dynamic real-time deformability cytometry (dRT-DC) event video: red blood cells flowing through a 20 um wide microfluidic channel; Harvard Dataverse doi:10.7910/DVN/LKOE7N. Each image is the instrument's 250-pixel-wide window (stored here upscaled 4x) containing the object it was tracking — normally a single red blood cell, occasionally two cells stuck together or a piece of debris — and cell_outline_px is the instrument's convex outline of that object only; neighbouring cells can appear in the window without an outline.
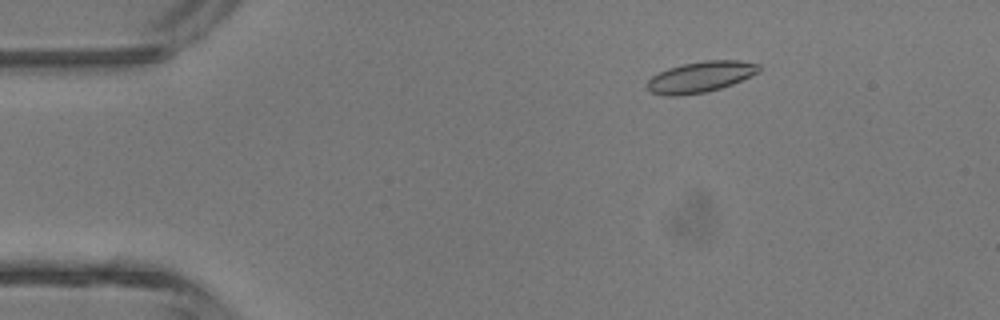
{"species": "common noctule bat (a hibernating species)", "species_latin": "Nyctalus noctula", "temperature_condition": "room temperature", "stored_images_in_passage": 5, "camera_frame_rate_fps": 3000, "um_per_image_px": 0.085, "animal": {"sex": "male", "body_mass_g": 13.3}, "frame": {"image": 1, "passage_image": 3, "time_ms": 2.0, "image_size_px": [1000, 320], "cell_outline_px": [[760, 72], [752, 76], [732, 84], [708, 92], [676, 96], [668, 96], [652, 92], [644, 84], [652, 76], [668, 68], [684, 64], [704, 60], [740, 60], [760, 64]], "centroid_in_image_um": [59.57, 6.53], "position_along_channel_um": 25.4, "area_um2": 20.23}}
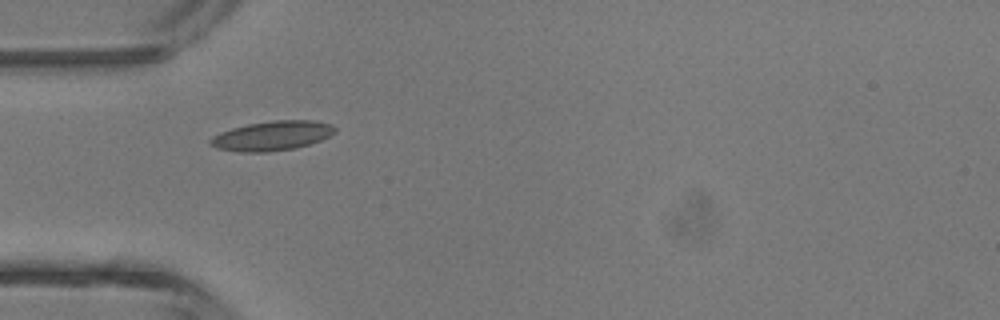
{"frame": {"image": 2, "passage_image": 5, "time_ms": 4.333, "image_size_px": [1000, 320], "cell_outline_px": [[336, 132], [320, 140], [296, 148], [264, 152], [240, 152], [216, 148], [208, 144], [208, 140], [212, 136], [220, 132], [232, 128], [248, 124], [272, 120], [316, 120], [332, 124], [336, 128]], "centroid_in_image_um": [23.11, 11.53], "position_along_channel_um": 61.9, "area_um2": 21.56}}